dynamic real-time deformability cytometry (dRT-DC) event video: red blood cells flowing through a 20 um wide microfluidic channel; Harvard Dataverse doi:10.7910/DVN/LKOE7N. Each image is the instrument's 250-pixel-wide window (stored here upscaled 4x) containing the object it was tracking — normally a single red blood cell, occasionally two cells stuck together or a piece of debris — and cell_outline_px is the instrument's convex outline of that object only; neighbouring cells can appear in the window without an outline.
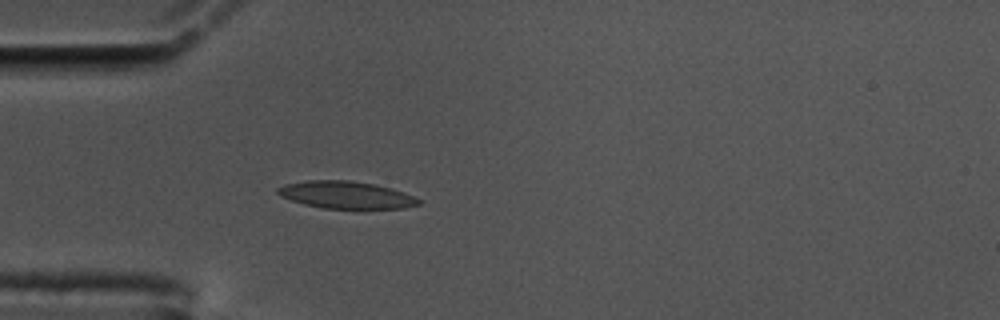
{"species": "common noctule bat (a hibernating species)", "species_latin": "Nyctalus noctula", "temperature_condition": "cold", "stored_images_in_passage": 42, "camera_frame_rate_fps": 3000, "um_per_image_px": 0.085, "animal": {"sex": "male", "body_mass_g": 17.5, "forearm_length_mm": 52.3}, "frame": {"image": 1, "passage_image": 1, "time_ms": 0.0, "image_size_px": [1000, 320], "cell_outline_px": [[420, 204], [404, 208], [324, 208], [304, 204], [280, 196], [276, 192], [276, 188], [284, 184], [308, 180], [348, 180], [372, 184], [392, 188], [404, 192], [420, 200]], "centroid_in_image_um": [29.38, 16.56], "position_along_channel_um": 55.6, "area_um2": 22.2}}
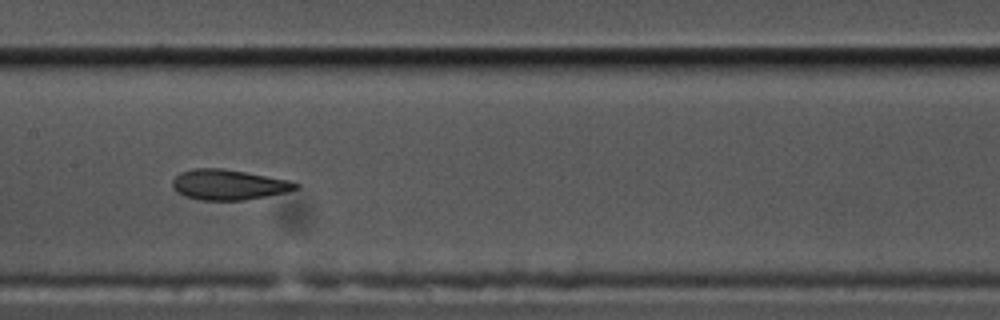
{"frame": {"image": 2, "passage_image": 13, "time_ms": 4.0, "image_size_px": [1000, 320], "cell_outline_px": [[300, 188], [284, 192], [244, 200], [200, 200], [184, 196], [176, 192], [172, 188], [172, 180], [180, 172], [192, 168], [224, 168], [288, 180], [300, 184]], "centroid_in_image_um": [19.37, 15.69], "position_along_channel_um": 188.0, "area_um2": 21.79}}
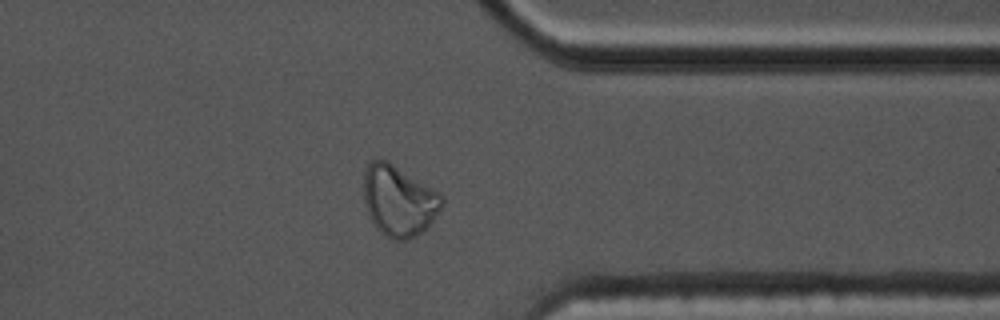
{"frame": {"image": 3, "passage_image": 30, "time_ms": 9.667, "image_size_px": [1000, 320], "cell_outline_px": [[444, 204], [432, 220], [416, 236], [408, 240], [392, 240], [384, 236], [376, 228], [364, 204], [364, 172], [368, 164], [372, 160], [388, 160], [440, 192], [444, 196]], "centroid_in_image_um": [33.9, 17.05], "position_along_channel_um": 377.5, "area_um2": 32.37}, "authors_computed_cell_mechanics": {"area_um2": 22.2241, "velocity_mm_per_s": 3.4467, "shape_relaxation_time_tau1_ms": null, "shape_relaxation_time_tau2_ms": 1.5535, "deformation_change_tau1": null, "deformation_change_tau2": 0.0762}}